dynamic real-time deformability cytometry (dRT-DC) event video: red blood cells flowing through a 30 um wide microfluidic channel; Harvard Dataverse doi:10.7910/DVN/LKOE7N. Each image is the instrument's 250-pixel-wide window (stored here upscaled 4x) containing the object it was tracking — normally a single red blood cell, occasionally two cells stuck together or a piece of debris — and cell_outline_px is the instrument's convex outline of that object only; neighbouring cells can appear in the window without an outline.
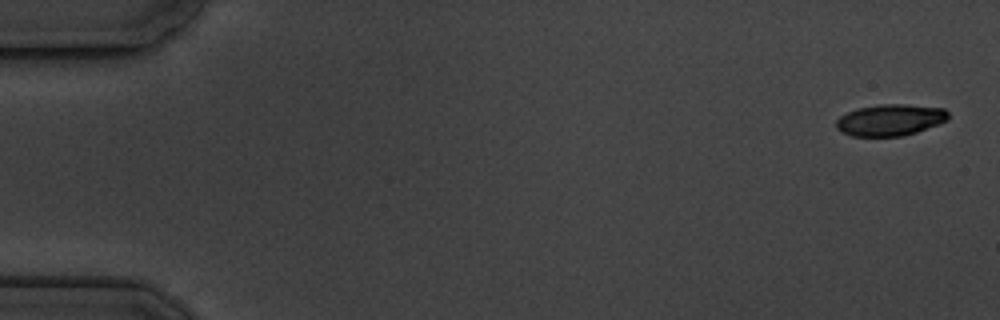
{"species": "common noctule bat (a hibernating species)", "species_latin": "Nyctalus noctula", "temperature_condition": "cold", "stored_images_in_passage": 6, "camera_frame_rate_fps": 3000, "um_per_image_px": 0.085, "animal": {"sex": "male", "body_mass_g": 19.5, "forearm_length_mm": 54.6}, "frame": {"image": 1, "passage_image": 1, "time_ms": 0.0, "image_size_px": [1000, 320], "cell_outline_px": [[948, 120], [940, 124], [916, 132], [900, 136], [852, 136], [840, 132], [836, 128], [836, 120], [840, 116], [856, 108], [880, 104], [904, 104], [944, 108], [948, 112]], "centroid_in_image_um": [75.66, 10.19], "position_along_channel_um": 9.3, "area_um2": 20.69}}